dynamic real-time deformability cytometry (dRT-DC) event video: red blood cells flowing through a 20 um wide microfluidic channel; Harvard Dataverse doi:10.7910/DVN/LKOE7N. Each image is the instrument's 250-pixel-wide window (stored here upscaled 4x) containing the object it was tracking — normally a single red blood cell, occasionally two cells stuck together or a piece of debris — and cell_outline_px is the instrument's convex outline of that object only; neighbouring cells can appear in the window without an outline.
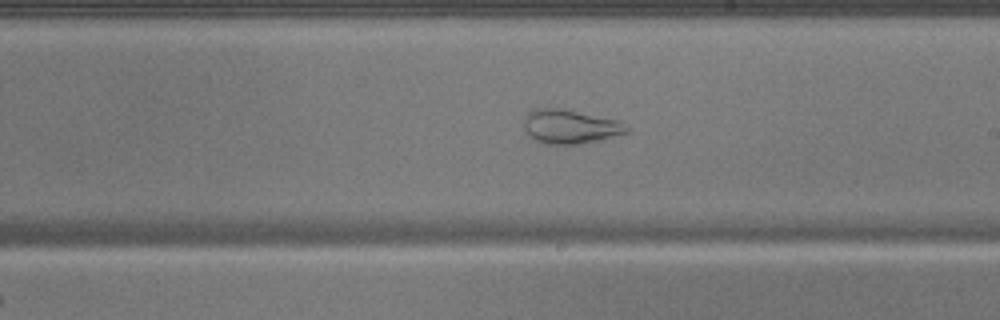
{"species": "common noctule bat (a hibernating species)", "species_latin": "Nyctalus noctula", "temperature_condition": "warm", "stored_images_in_passage": 52, "camera_frame_rate_fps": 3000, "um_per_image_px": 0.085, "animal": {"sex": "male", "body_mass_g": 17.9}, "frame": {"image": 1, "passage_image": 30, "time_ms": 9.667, "image_size_px": [1000, 320], "cell_outline_px": [[632, 128], [628, 132], [604, 140], [580, 144], [544, 144], [528, 136], [524, 128], [524, 116], [532, 108], [564, 108], [620, 120]], "centroid_in_image_um": [48.5, 10.75], "position_along_channel_um": 240.5, "area_um2": 21.1}}
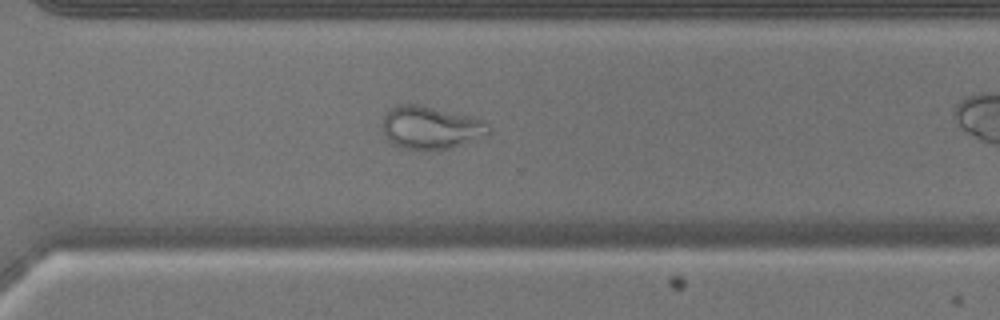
{"frame": {"image": 2, "passage_image": 37, "time_ms": 12.0, "image_size_px": [1000, 320], "cell_outline_px": [[492, 132], [488, 136], [452, 148], [404, 148], [396, 144], [384, 132], [380, 124], [388, 108], [396, 104], [416, 104], [468, 116], [484, 120], [492, 128]], "centroid_in_image_um": [36.66, 10.82], "position_along_channel_um": 333.9, "area_um2": 26.24}}